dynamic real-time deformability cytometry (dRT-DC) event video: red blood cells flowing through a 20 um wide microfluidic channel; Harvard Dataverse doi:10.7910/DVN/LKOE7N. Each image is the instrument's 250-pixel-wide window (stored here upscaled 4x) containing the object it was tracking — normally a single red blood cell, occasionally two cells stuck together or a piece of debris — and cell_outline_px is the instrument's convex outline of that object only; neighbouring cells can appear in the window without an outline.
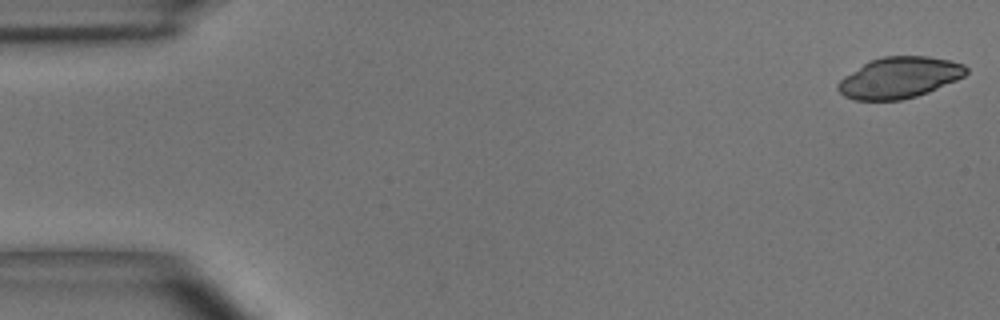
{"species": "common noctule bat (a hibernating species)", "species_latin": "Nyctalus noctula", "temperature_condition": "room temperature", "stored_images_in_passage": 4, "camera_frame_rate_fps": 3000, "um_per_image_px": 0.085, "animal": {"sex": "male", "body_mass_g": 15.6}, "frame": {"image": 1, "passage_image": 4, "time_ms": 4.333, "image_size_px": [1000, 320], "cell_outline_px": [[968, 72], [964, 76], [956, 80], [928, 92], [916, 96], [900, 100], [856, 100], [844, 96], [836, 88], [836, 84], [844, 76], [868, 60], [884, 56], [928, 56], [948, 60], [964, 64], [968, 68]], "centroid_in_image_um": [76.42, 6.59], "position_along_channel_um": 8.6, "area_um2": 30.75}}